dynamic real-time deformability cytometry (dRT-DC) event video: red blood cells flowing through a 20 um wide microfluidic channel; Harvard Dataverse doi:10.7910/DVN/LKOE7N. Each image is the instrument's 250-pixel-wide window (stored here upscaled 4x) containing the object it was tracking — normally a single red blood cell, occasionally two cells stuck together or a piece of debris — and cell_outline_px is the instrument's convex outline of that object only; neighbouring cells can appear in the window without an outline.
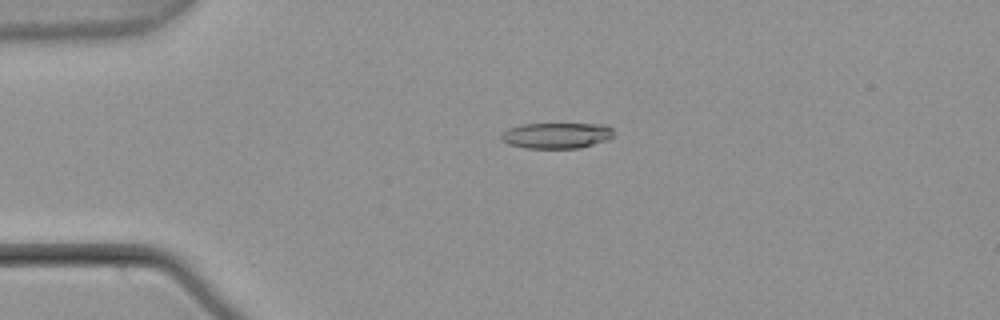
{"species": "common noctule bat (a hibernating species)", "species_latin": "Nyctalus noctula", "temperature_condition": "warm", "stored_images_in_passage": 43, "camera_frame_rate_fps": 3000, "um_per_image_px": 0.085, "animal": {"sex": "male", "body_mass_g": 21.5, "forearm_length_mm": 52.0}, "frame": {"image": 1, "passage_image": 1, "time_ms": 0.0, "image_size_px": [1000, 320], "cell_outline_px": [[612, 136], [608, 140], [580, 148], [524, 148], [508, 144], [500, 140], [500, 136], [508, 128], [524, 124], [608, 124], [612, 128]], "centroid_in_image_um": [47.3, 11.52], "position_along_channel_um": 37.7, "area_um2": 16.99}}
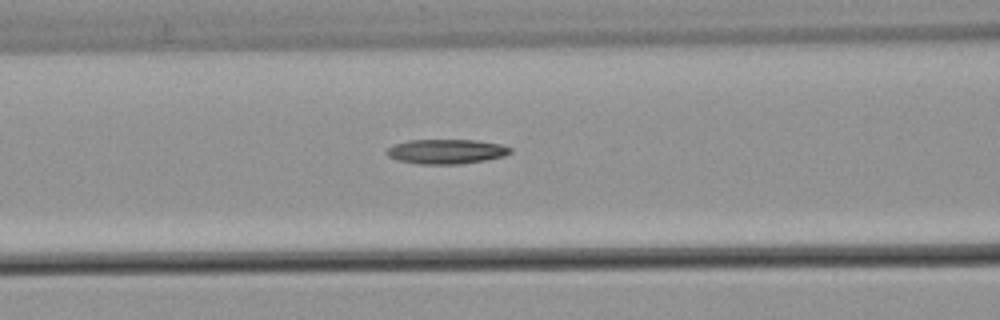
{"frame": {"image": 2, "passage_image": 11, "time_ms": 3.333, "image_size_px": [1000, 320], "cell_outline_px": [[512, 152], [504, 156], [484, 160], [460, 164], [420, 164], [396, 160], [388, 156], [384, 152], [388, 148], [396, 144], [408, 140], [476, 140], [500, 144], [512, 148]], "centroid_in_image_um": [37.92, 12.88], "position_along_channel_um": 128.7, "area_um2": 17.74}}
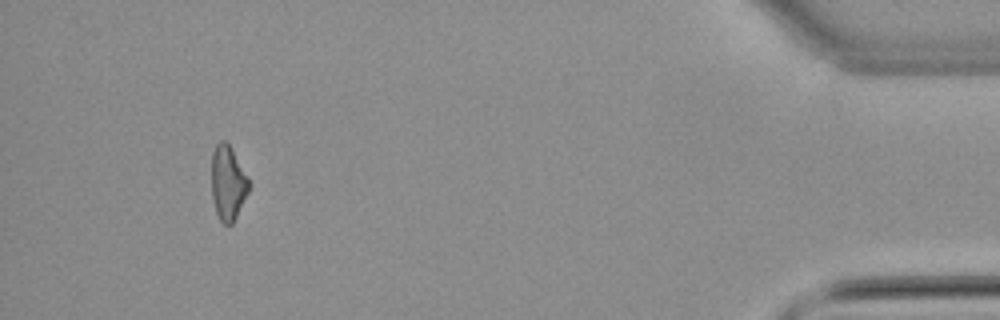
{"frame": {"image": 3, "passage_image": 39, "time_ms": 12.667, "image_size_px": [1000, 320], "cell_outline_px": [[252, 184], [232, 224], [224, 224], [220, 220], [216, 212], [212, 196], [212, 152], [216, 144], [220, 140], [224, 140], [232, 148], [248, 176]], "centroid_in_image_um": [19.39, 15.51], "position_along_channel_um": 415.8, "area_um2": 16.3}}